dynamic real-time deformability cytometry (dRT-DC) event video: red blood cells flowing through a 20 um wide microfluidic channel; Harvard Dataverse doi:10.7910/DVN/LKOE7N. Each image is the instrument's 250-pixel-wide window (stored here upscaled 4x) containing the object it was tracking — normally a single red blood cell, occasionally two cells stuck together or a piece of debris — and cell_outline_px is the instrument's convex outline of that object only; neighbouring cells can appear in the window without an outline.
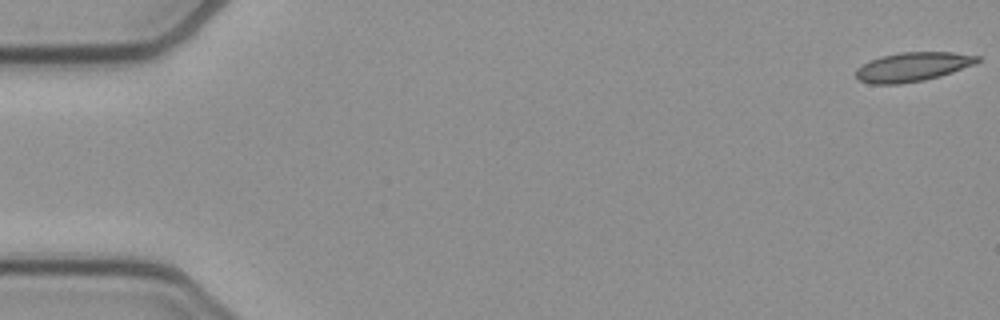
{"species": "common noctule bat (a hibernating species)", "species_latin": "Nyctalus noctula", "temperature_condition": "cold", "stored_images_in_passage": 53, "camera_frame_rate_fps": 3000, "um_per_image_px": 0.085, "animal": {"sex": "female", "body_mass_g": 21.9}, "frame": {"image": 1, "passage_image": 1, "time_ms": 0.0, "image_size_px": [1000, 320], "cell_outline_px": [[980, 60], [972, 64], [952, 72], [940, 76], [924, 80], [900, 84], [868, 84], [860, 80], [856, 76], [856, 68], [880, 56], [900, 52], [952, 52], [980, 56]], "centroid_in_image_um": [77.55, 5.68], "position_along_channel_um": 7.5, "area_um2": 20.46}}
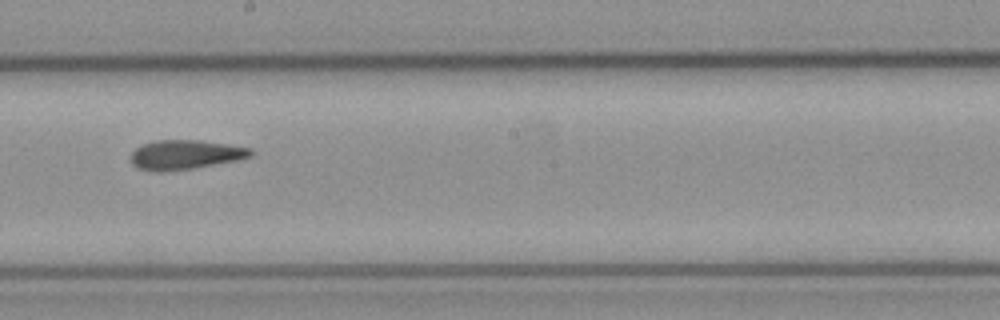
{"frame": {"image": 2, "passage_image": 30, "time_ms": 9.667, "image_size_px": [1000, 320], "cell_outline_px": [[252, 156], [236, 160], [192, 168], [164, 172], [152, 172], [136, 168], [132, 164], [132, 152], [140, 144], [156, 140], [200, 140], [228, 144], [252, 148]], "centroid_in_image_um": [15.7, 13.15], "position_along_channel_um": 232.5, "area_um2": 20.63}}
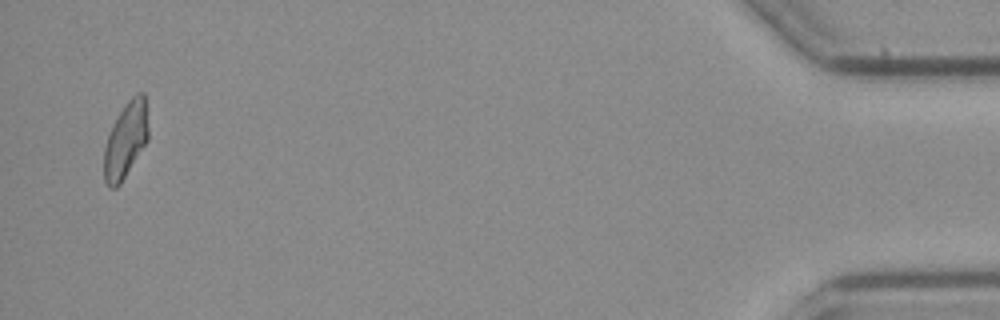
{"frame": {"image": 3, "passage_image": 52, "time_ms": 17.0, "image_size_px": [1000, 320], "cell_outline_px": [[148, 140], [120, 184], [116, 188], [108, 188], [104, 180], [104, 148], [108, 136], [120, 112], [128, 100], [136, 92], [144, 92], [148, 128]], "centroid_in_image_um": [10.69, 11.93], "position_along_channel_um": 424.5, "area_um2": 19.31}, "authors_computed_cell_mechanics": {"area_um2": 20.519, "velocity_mm_per_s": 3.8531, "shape_relaxation_time_tau1_ms": null, "shape_relaxation_time_tau2_ms": 2.521, "deformation_change_tau1": null, "deformation_change_tau2": 0.109}}